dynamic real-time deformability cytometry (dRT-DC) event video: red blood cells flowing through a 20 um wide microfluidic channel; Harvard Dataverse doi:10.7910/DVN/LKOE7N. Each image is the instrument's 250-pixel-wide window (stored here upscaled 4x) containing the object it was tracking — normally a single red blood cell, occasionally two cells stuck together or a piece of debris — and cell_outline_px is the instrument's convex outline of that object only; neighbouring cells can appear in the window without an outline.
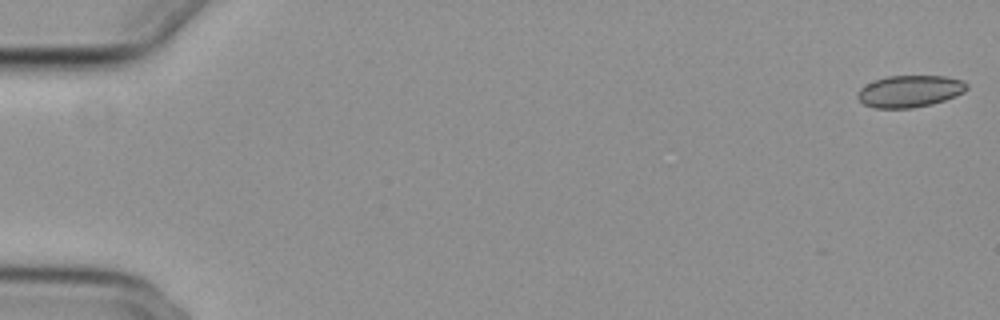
{"species": "common noctule bat (a hibernating species)", "species_latin": "Nyctalus noctula", "temperature_condition": "cold", "stored_images_in_passage": 16, "camera_frame_rate_fps": 3000, "um_per_image_px": 0.085, "animal": {"sex": "female", "body_mass_g": 29.2, "forearm_length_mm": 56.3}, "frame": {"image": 1, "passage_image": 1, "time_ms": 0.0, "image_size_px": [1000, 320], "cell_outline_px": [[968, 88], [964, 92], [956, 96], [932, 104], [912, 108], [872, 108], [864, 104], [856, 96], [856, 92], [860, 88], [876, 80], [888, 76], [944, 76], [964, 80], [968, 84]], "centroid_in_image_um": [77.35, 7.76], "position_along_channel_um": 7.7, "area_um2": 20.35}}
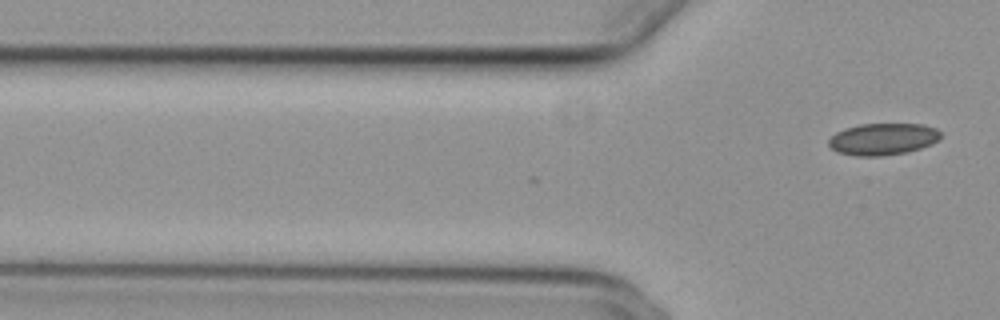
{"frame": {"image": 2, "passage_image": 16, "time_ms": 5.0, "image_size_px": [1000, 320], "cell_outline_px": [[940, 140], [932, 144], [908, 152], [880, 156], [856, 156], [836, 152], [828, 144], [828, 140], [836, 132], [844, 128], [860, 124], [924, 124], [936, 128], [940, 132]], "centroid_in_image_um": [75.05, 11.82], "position_along_channel_um": 50.8, "area_um2": 20.92}}